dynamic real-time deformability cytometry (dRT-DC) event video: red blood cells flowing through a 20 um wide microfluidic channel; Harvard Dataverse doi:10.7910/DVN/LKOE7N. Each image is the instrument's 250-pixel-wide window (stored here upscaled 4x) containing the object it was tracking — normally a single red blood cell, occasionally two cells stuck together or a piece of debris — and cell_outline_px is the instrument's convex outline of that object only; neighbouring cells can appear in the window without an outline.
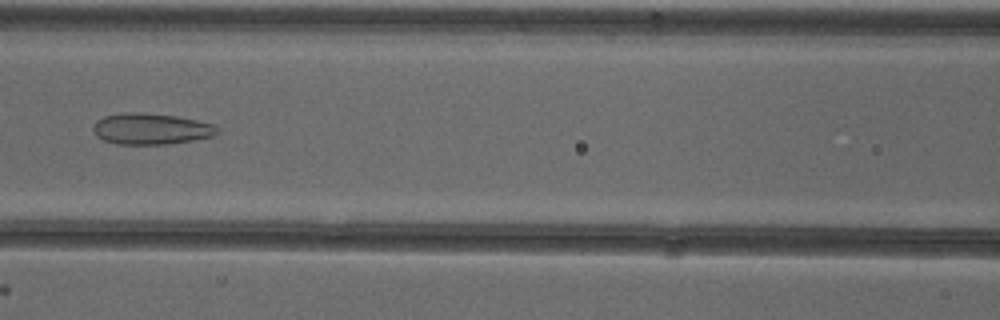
{"species": "common noctule bat (a hibernating species)", "species_latin": "Nyctalus noctula", "temperature_condition": "cold", "stored_images_in_passage": 51, "camera_frame_rate_fps": 3000, "um_per_image_px": 0.085, "animal": {"sex": "female"}, "frame": {"image": 1, "passage_image": 22, "time_ms": 7.0, "image_size_px": [1000, 320], "cell_outline_px": [[220, 132], [216, 136], [168, 144], [116, 144], [104, 140], [96, 136], [92, 128], [96, 120], [104, 116], [124, 112], [140, 112], [176, 116], [216, 124], [220, 128]], "centroid_in_image_um": [12.87, 10.95], "position_along_channel_um": 153.7, "area_um2": 22.83}}
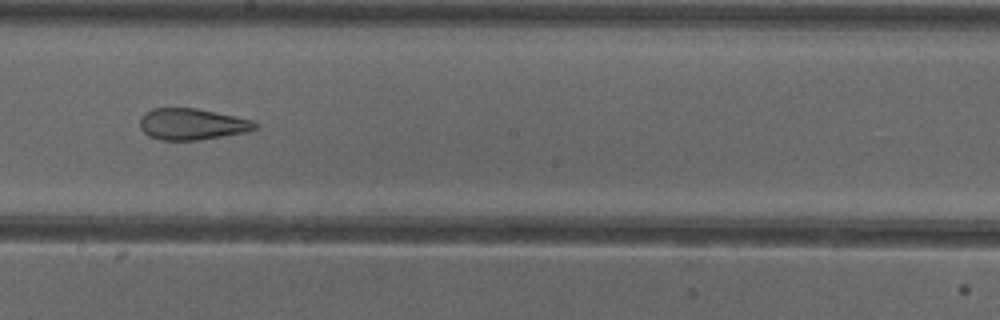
{"frame": {"image": 2, "passage_image": 28, "time_ms": 9.0, "image_size_px": [1000, 320], "cell_outline_px": [[260, 124], [256, 128], [244, 132], [196, 140], [160, 140], [148, 136], [140, 128], [140, 116], [144, 112], [152, 108], [196, 108], [216, 112], [252, 120]], "centroid_in_image_um": [16.27, 10.54], "position_along_channel_um": 231.9, "area_um2": 20.98}}
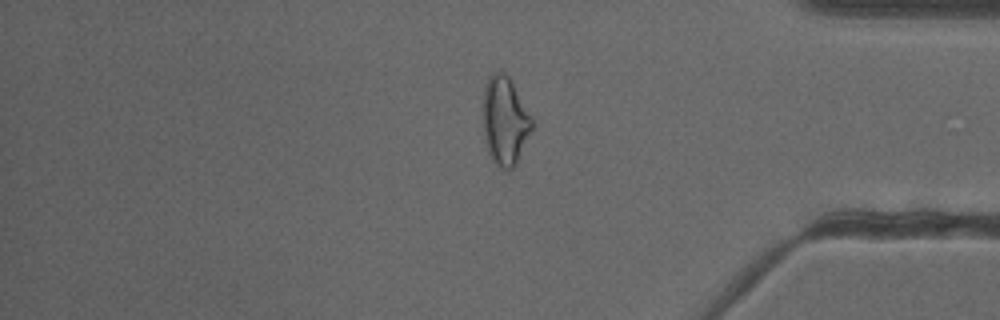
{"frame": {"image": 3, "passage_image": 42, "time_ms": 13.667, "image_size_px": [1000, 320], "cell_outline_px": [[532, 128], [516, 164], [512, 168], [500, 168], [492, 160], [488, 152], [484, 132], [484, 84], [488, 76], [492, 72], [500, 68], [508, 76], [532, 116]], "centroid_in_image_um": [42.91, 10.21], "position_along_channel_um": 392.3, "area_um2": 25.03}, "authors_computed_cell_mechanics": {"area_um2": 26.1256, "velocity_mm_per_s": 3.9131, "shape_relaxation_time_tau1_ms": null, "shape_relaxation_time_tau2_ms": 2.2563, "deformation_change_tau1": null, "deformation_change_tau2": 0.1135}}